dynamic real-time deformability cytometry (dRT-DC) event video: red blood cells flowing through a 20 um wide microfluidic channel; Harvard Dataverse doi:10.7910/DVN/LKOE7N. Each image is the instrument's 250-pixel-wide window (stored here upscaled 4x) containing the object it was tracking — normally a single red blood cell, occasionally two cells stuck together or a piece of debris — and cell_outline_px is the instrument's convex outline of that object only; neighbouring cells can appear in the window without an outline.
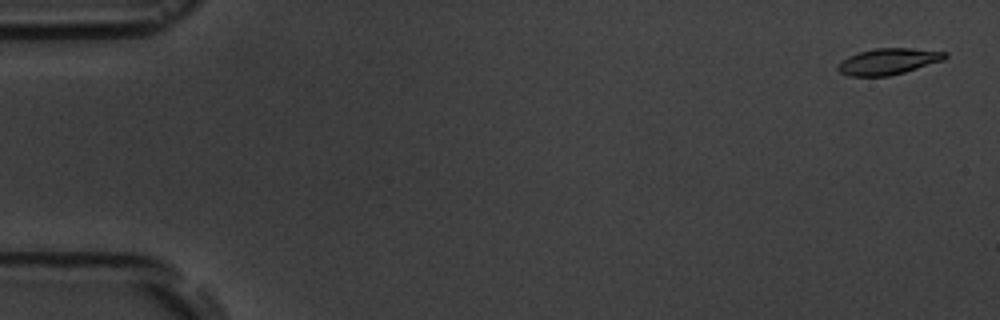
{"species": "common noctule bat (a hibernating species)", "species_latin": "Nyctalus noctula", "temperature_condition": "room temperature", "stored_images_in_passage": 6, "camera_frame_rate_fps": 3000, "um_per_image_px": 0.085, "animal": {"sex": "male", "body_mass_g": 19.5, "forearm_length_mm": 54.6}, "frame": {"image": 1, "passage_image": 1, "time_ms": 0.0, "image_size_px": [1000, 320], "cell_outline_px": [[948, 56], [944, 60], [904, 72], [888, 76], [848, 76], [840, 72], [836, 68], [840, 60], [848, 56], [860, 52], [876, 48], [912, 48], [948, 52]], "centroid_in_image_um": [75.5, 5.22], "position_along_channel_um": 9.5, "area_um2": 16.42}}